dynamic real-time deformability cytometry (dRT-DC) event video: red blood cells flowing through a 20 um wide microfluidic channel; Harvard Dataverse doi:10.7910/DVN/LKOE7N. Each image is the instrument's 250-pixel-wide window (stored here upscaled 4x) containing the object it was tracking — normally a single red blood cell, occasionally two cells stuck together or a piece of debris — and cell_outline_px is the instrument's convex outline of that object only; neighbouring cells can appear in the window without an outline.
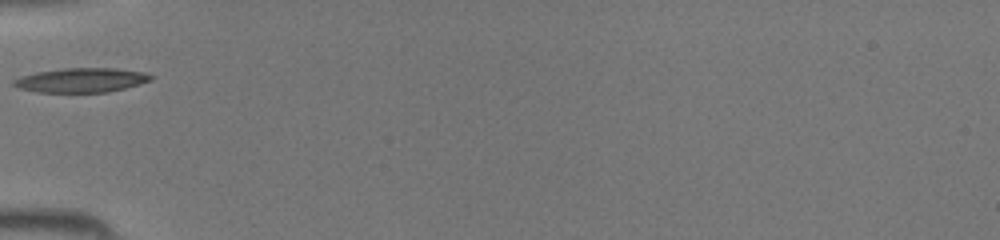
{"species": "common noctule bat (a hibernating species)", "species_latin": "Nyctalus noctula", "temperature_condition": "room temperature", "stored_images_in_passage": 29, "camera_frame_rate_fps": 3000, "um_per_image_px": 0.085, "animal": {"sex": "female", "body_mass_g": 19.5, "forearm_length_mm": 54.1}, "frame": {"image": 1, "passage_image": 1, "time_ms": 0.0, "image_size_px": [1000, 240], "cell_outline_px": [[152, 80], [140, 84], [108, 92], [36, 92], [20, 88], [12, 84], [12, 80], [20, 76], [36, 72], [64, 68], [116, 68], [144, 72], [152, 76]], "centroid_in_image_um": [6.9, 6.81], "position_along_channel_um": 78.1, "area_um2": 19.48}}
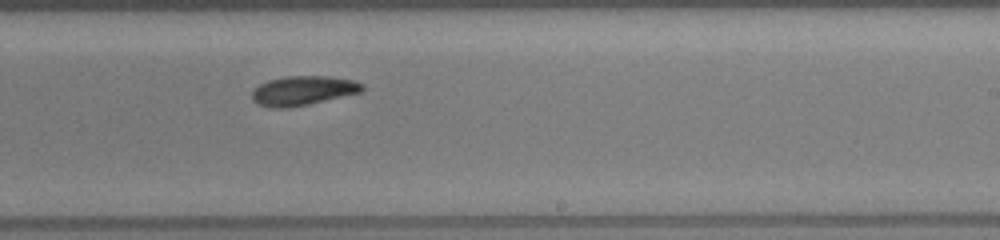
{"frame": {"image": 2, "passage_image": 13, "time_ms": 4.0, "image_size_px": [1000, 240], "cell_outline_px": [[364, 88], [360, 92], [308, 104], [288, 108], [272, 108], [256, 104], [252, 100], [252, 92], [260, 84], [268, 80], [284, 76], [328, 76], [352, 80], [364, 84]], "centroid_in_image_um": [25.72, 7.7], "position_along_channel_um": 263.3, "area_um2": 18.79}}
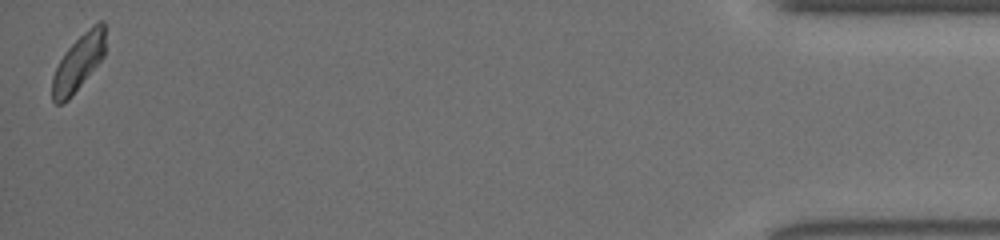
{"frame": {"image": 3, "passage_image": 29, "time_ms": 9.333, "image_size_px": [1000, 240], "cell_outline_px": [[104, 56], [68, 100], [60, 104], [56, 104], [52, 100], [52, 76], [64, 52], [88, 28], [100, 20], [104, 20]], "centroid_in_image_um": [6.65, 5.33], "position_along_channel_um": 428.6, "area_um2": 16.99}}